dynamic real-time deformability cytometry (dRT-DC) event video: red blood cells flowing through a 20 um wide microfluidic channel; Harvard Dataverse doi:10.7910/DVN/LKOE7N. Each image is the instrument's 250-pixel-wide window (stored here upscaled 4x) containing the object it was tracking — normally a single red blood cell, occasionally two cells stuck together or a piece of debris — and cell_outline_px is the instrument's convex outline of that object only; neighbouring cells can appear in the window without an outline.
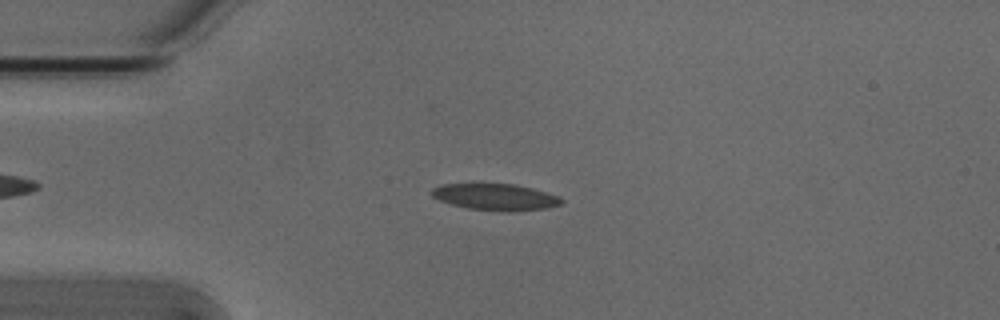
{"species": "Egyptian fruit bat (a non-hibernating species)", "species_latin": "Rousettus aegyptiacus", "temperature_condition": "cold", "stored_images_in_passage": 6, "camera_frame_rate_fps": 3000, "um_per_image_px": 0.085, "animal": {"sex": "male"}, "frame": {"image": 1, "passage_image": 4, "time_ms": 1.0, "image_size_px": [1000, 320], "cell_outline_px": [[564, 204], [548, 208], [512, 212], [504, 212], [468, 208], [452, 204], [440, 200], [432, 196], [432, 188], [440, 184], [480, 180], [512, 184], [532, 188], [560, 196], [564, 200]], "centroid_in_image_um": [42.1, 16.69], "position_along_channel_um": 42.9, "area_um2": 21.21}}
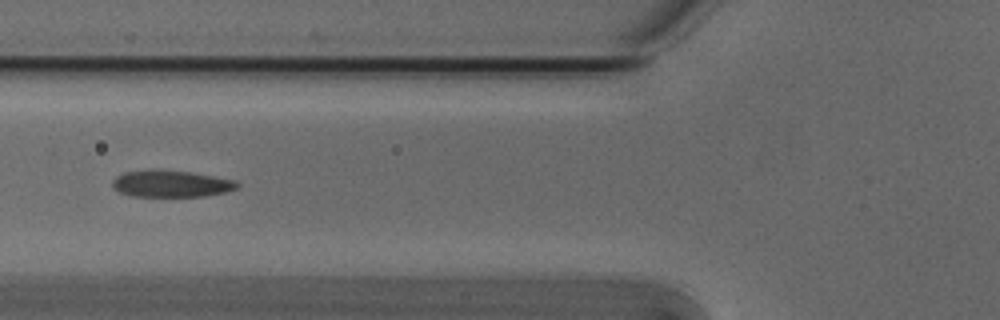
{"frame": {"image": 2, "passage_image": 6, "time_ms": 1.667, "image_size_px": [1000, 320], "cell_outline_px": [[240, 184], [236, 188], [224, 192], [204, 196], [132, 196], [120, 192], [112, 184], [112, 180], [116, 176], [124, 172], [188, 172], [236, 180]], "centroid_in_image_um": [14.58, 15.65], "position_along_channel_um": 111.2, "area_um2": 18.5}}